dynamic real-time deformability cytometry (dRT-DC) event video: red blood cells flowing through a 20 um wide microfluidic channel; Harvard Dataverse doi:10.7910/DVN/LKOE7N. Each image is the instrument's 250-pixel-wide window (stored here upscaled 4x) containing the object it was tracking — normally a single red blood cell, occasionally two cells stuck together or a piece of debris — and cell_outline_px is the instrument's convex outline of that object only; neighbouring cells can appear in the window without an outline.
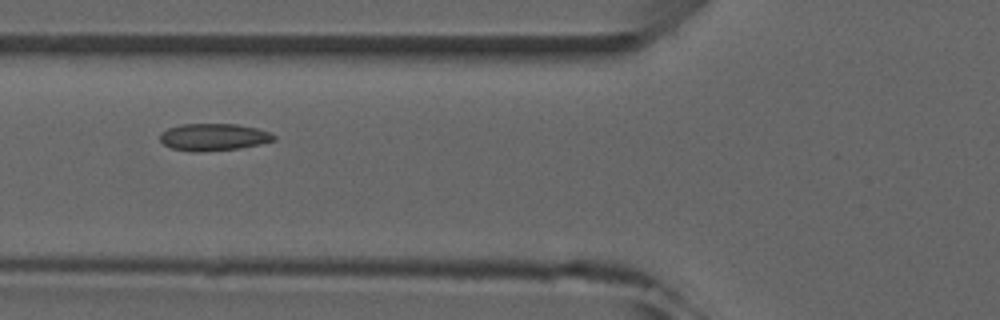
{"species": "common noctule bat (a hibernating species)", "species_latin": "Nyctalus noctula", "temperature_condition": "room temperature", "stored_images_in_passage": 7, "camera_frame_rate_fps": 3000, "um_per_image_px": 0.085, "animal": {"sex": "male", "forearm_length_mm": 52.5}, "frame": {"image": 1, "passage_image": 7, "time_ms": 6.667, "image_size_px": [1000, 320], "cell_outline_px": [[276, 140], [260, 144], [236, 148], [196, 152], [192, 152], [172, 148], [164, 144], [160, 140], [160, 132], [168, 128], [180, 124], [236, 124], [256, 128], [268, 132], [276, 136]], "centroid_in_image_um": [18.12, 11.64], "position_along_channel_um": 107.7, "area_um2": 17.86}}